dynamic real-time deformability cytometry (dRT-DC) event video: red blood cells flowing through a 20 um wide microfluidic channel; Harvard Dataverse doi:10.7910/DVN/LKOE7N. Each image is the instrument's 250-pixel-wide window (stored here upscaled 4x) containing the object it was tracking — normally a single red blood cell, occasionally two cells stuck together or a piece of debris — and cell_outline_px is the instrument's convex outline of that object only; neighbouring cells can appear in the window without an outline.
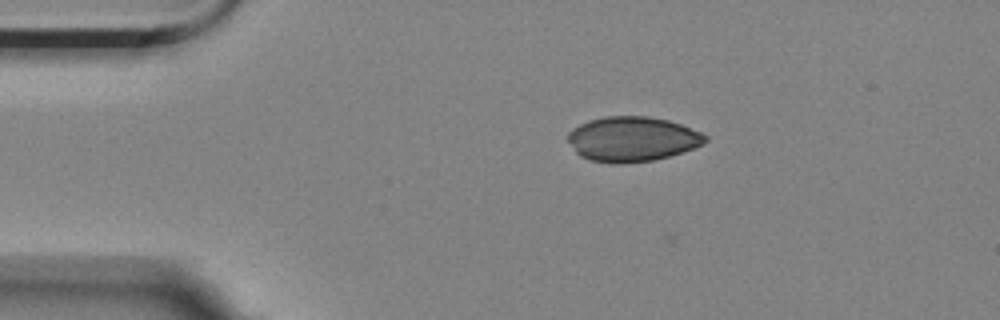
{"species": "Egyptian fruit bat (a non-hibernating species)", "species_latin": "Rousettus aegyptiacus", "temperature_condition": "room temperature", "stored_images_in_passage": 6, "camera_frame_rate_fps": 3000, "um_per_image_px": 0.085, "animal": {"sex": "female"}, "frame": {"image": 1, "passage_image": 2, "time_ms": 0.333, "image_size_px": [1000, 320], "cell_outline_px": [[708, 140], [704, 144], [668, 156], [652, 160], [612, 164], [588, 160], [580, 156], [576, 152], [568, 140], [568, 132], [572, 128], [588, 120], [604, 116], [648, 116], [668, 120], [680, 124], [700, 132], [708, 136]], "centroid_in_image_um": [53.71, 11.81], "position_along_channel_um": 31.3, "area_um2": 35.84}}
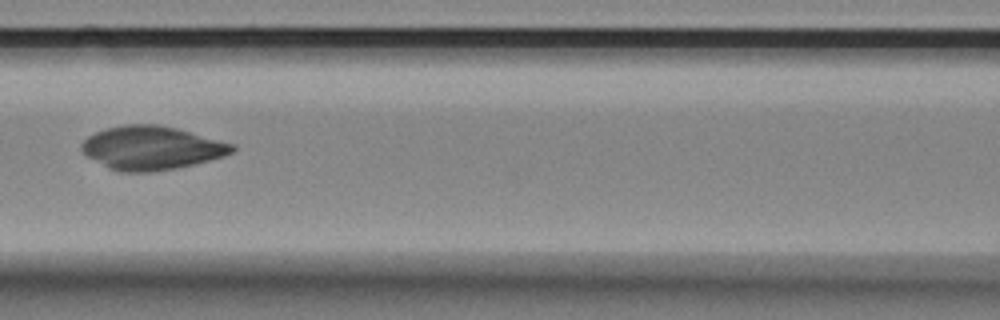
{"frame": {"image": 2, "passage_image": 6, "time_ms": 1.667, "image_size_px": [1000, 320], "cell_outline_px": [[236, 148], [232, 152], [224, 156], [176, 168], [152, 172], [124, 172], [108, 168], [88, 156], [80, 148], [80, 144], [88, 136], [96, 132], [108, 128], [128, 124], [156, 124], [176, 128], [236, 144]], "centroid_in_image_um": [12.89, 12.57], "position_along_channel_um": 153.7, "area_um2": 37.97}}